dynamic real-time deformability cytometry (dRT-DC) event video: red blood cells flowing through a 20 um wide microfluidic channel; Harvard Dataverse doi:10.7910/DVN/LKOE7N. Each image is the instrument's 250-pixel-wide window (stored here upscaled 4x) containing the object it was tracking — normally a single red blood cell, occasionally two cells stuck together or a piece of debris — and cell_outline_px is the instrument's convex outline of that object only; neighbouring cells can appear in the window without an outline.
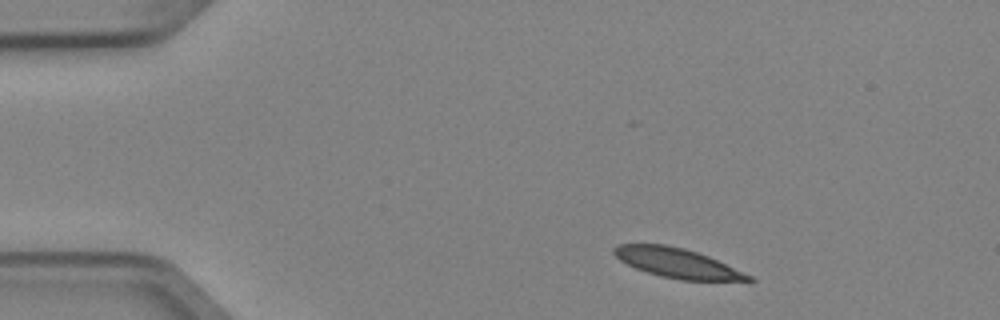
{"species": "Egyptian fruit bat (a non-hibernating species)", "species_latin": "Rousettus aegyptiacus", "temperature_condition": "cold", "stored_images_in_passage": 4, "segment_of_instrument_passage": [1, 2], "camera_frame_rate_fps": 3000, "um_per_image_px": 0.085, "animal": {"sex": "female"}, "frame": {"image": 1, "passage_image": 1, "time_ms": 0.0, "image_size_px": [1000, 320], "cell_outline_px": [[756, 280], [752, 284], [748, 284], [680, 280], [660, 276], [636, 268], [620, 260], [612, 252], [612, 248], [616, 244], [664, 244], [684, 248], [708, 256], [752, 276]], "centroid_in_image_um": [57.72, 22.42], "position_along_channel_um": 27.3, "area_um2": 23.99}}